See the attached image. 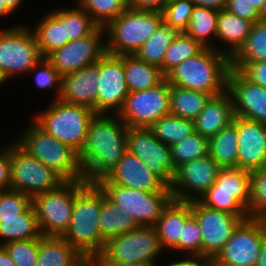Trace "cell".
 <instances>
[{
	"label": "cell",
	"instance_id": "1",
	"mask_svg": "<svg viewBox=\"0 0 266 266\" xmlns=\"http://www.w3.org/2000/svg\"><path fill=\"white\" fill-rule=\"evenodd\" d=\"M127 125L117 114L95 113L79 161L86 182L104 177L127 152Z\"/></svg>",
	"mask_w": 266,
	"mask_h": 266
},
{
	"label": "cell",
	"instance_id": "2",
	"mask_svg": "<svg viewBox=\"0 0 266 266\" xmlns=\"http://www.w3.org/2000/svg\"><path fill=\"white\" fill-rule=\"evenodd\" d=\"M105 196L96 182L74 181L71 221L61 237L87 260L102 253L106 243L99 228L101 202Z\"/></svg>",
	"mask_w": 266,
	"mask_h": 266
},
{
	"label": "cell",
	"instance_id": "3",
	"mask_svg": "<svg viewBox=\"0 0 266 266\" xmlns=\"http://www.w3.org/2000/svg\"><path fill=\"white\" fill-rule=\"evenodd\" d=\"M230 68L231 60L227 55L204 48L196 56L178 64L165 79L169 85L216 96L226 90Z\"/></svg>",
	"mask_w": 266,
	"mask_h": 266
},
{
	"label": "cell",
	"instance_id": "4",
	"mask_svg": "<svg viewBox=\"0 0 266 266\" xmlns=\"http://www.w3.org/2000/svg\"><path fill=\"white\" fill-rule=\"evenodd\" d=\"M15 142L29 155L57 173L64 181L84 180L78 153L49 135L31 119ZM21 136V137H20Z\"/></svg>",
	"mask_w": 266,
	"mask_h": 266
},
{
	"label": "cell",
	"instance_id": "5",
	"mask_svg": "<svg viewBox=\"0 0 266 266\" xmlns=\"http://www.w3.org/2000/svg\"><path fill=\"white\" fill-rule=\"evenodd\" d=\"M35 113L33 120L49 135L80 153L86 141L88 124L95 115L85 105L51 100L46 110Z\"/></svg>",
	"mask_w": 266,
	"mask_h": 266
},
{
	"label": "cell",
	"instance_id": "6",
	"mask_svg": "<svg viewBox=\"0 0 266 266\" xmlns=\"http://www.w3.org/2000/svg\"><path fill=\"white\" fill-rule=\"evenodd\" d=\"M162 22L160 12L127 8L104 28L106 53L134 55Z\"/></svg>",
	"mask_w": 266,
	"mask_h": 266
},
{
	"label": "cell",
	"instance_id": "7",
	"mask_svg": "<svg viewBox=\"0 0 266 266\" xmlns=\"http://www.w3.org/2000/svg\"><path fill=\"white\" fill-rule=\"evenodd\" d=\"M42 58L34 31L28 26L0 30V77L5 83L18 75H29Z\"/></svg>",
	"mask_w": 266,
	"mask_h": 266
},
{
	"label": "cell",
	"instance_id": "8",
	"mask_svg": "<svg viewBox=\"0 0 266 266\" xmlns=\"http://www.w3.org/2000/svg\"><path fill=\"white\" fill-rule=\"evenodd\" d=\"M106 197L121 210H126L139 226H154L173 200L171 191H141L109 182L105 177L96 182Z\"/></svg>",
	"mask_w": 266,
	"mask_h": 266
},
{
	"label": "cell",
	"instance_id": "9",
	"mask_svg": "<svg viewBox=\"0 0 266 266\" xmlns=\"http://www.w3.org/2000/svg\"><path fill=\"white\" fill-rule=\"evenodd\" d=\"M163 251L155 227L142 225L109 238L102 254L110 261L156 265Z\"/></svg>",
	"mask_w": 266,
	"mask_h": 266
},
{
	"label": "cell",
	"instance_id": "10",
	"mask_svg": "<svg viewBox=\"0 0 266 266\" xmlns=\"http://www.w3.org/2000/svg\"><path fill=\"white\" fill-rule=\"evenodd\" d=\"M10 160V189L31 198L39 193L53 190L64 182L57 173L29 155L14 140L10 143Z\"/></svg>",
	"mask_w": 266,
	"mask_h": 266
},
{
	"label": "cell",
	"instance_id": "11",
	"mask_svg": "<svg viewBox=\"0 0 266 266\" xmlns=\"http://www.w3.org/2000/svg\"><path fill=\"white\" fill-rule=\"evenodd\" d=\"M32 204L42 235L62 236L71 221L74 181H64L53 190L35 195Z\"/></svg>",
	"mask_w": 266,
	"mask_h": 266
},
{
	"label": "cell",
	"instance_id": "12",
	"mask_svg": "<svg viewBox=\"0 0 266 266\" xmlns=\"http://www.w3.org/2000/svg\"><path fill=\"white\" fill-rule=\"evenodd\" d=\"M169 100L170 85L164 79L156 87L129 92L117 115L127 127L149 128L170 113Z\"/></svg>",
	"mask_w": 266,
	"mask_h": 266
},
{
	"label": "cell",
	"instance_id": "13",
	"mask_svg": "<svg viewBox=\"0 0 266 266\" xmlns=\"http://www.w3.org/2000/svg\"><path fill=\"white\" fill-rule=\"evenodd\" d=\"M265 238L264 220L255 218L243 220L213 262L217 266H256Z\"/></svg>",
	"mask_w": 266,
	"mask_h": 266
},
{
	"label": "cell",
	"instance_id": "14",
	"mask_svg": "<svg viewBox=\"0 0 266 266\" xmlns=\"http://www.w3.org/2000/svg\"><path fill=\"white\" fill-rule=\"evenodd\" d=\"M127 150L141 159L149 171L168 187L171 186L176 168L172 162L170 146L157 139L150 128L128 127Z\"/></svg>",
	"mask_w": 266,
	"mask_h": 266
},
{
	"label": "cell",
	"instance_id": "15",
	"mask_svg": "<svg viewBox=\"0 0 266 266\" xmlns=\"http://www.w3.org/2000/svg\"><path fill=\"white\" fill-rule=\"evenodd\" d=\"M190 202L191 214L196 218L202 231L201 255L213 260L243 219L237 215L211 209L199 200Z\"/></svg>",
	"mask_w": 266,
	"mask_h": 266
},
{
	"label": "cell",
	"instance_id": "16",
	"mask_svg": "<svg viewBox=\"0 0 266 266\" xmlns=\"http://www.w3.org/2000/svg\"><path fill=\"white\" fill-rule=\"evenodd\" d=\"M104 36L105 29L98 27L84 38L67 42L60 49L50 53L46 59L61 76L76 72L96 63L106 53Z\"/></svg>",
	"mask_w": 266,
	"mask_h": 266
},
{
	"label": "cell",
	"instance_id": "17",
	"mask_svg": "<svg viewBox=\"0 0 266 266\" xmlns=\"http://www.w3.org/2000/svg\"><path fill=\"white\" fill-rule=\"evenodd\" d=\"M221 167L206 155L176 168L170 190L174 200H198L215 182Z\"/></svg>",
	"mask_w": 266,
	"mask_h": 266
},
{
	"label": "cell",
	"instance_id": "18",
	"mask_svg": "<svg viewBox=\"0 0 266 266\" xmlns=\"http://www.w3.org/2000/svg\"><path fill=\"white\" fill-rule=\"evenodd\" d=\"M98 68L97 113L117 114L129 93L123 61L118 56L105 53L98 60Z\"/></svg>",
	"mask_w": 266,
	"mask_h": 266
},
{
	"label": "cell",
	"instance_id": "19",
	"mask_svg": "<svg viewBox=\"0 0 266 266\" xmlns=\"http://www.w3.org/2000/svg\"><path fill=\"white\" fill-rule=\"evenodd\" d=\"M235 116L266 124V89L230 68L227 87Z\"/></svg>",
	"mask_w": 266,
	"mask_h": 266
},
{
	"label": "cell",
	"instance_id": "20",
	"mask_svg": "<svg viewBox=\"0 0 266 266\" xmlns=\"http://www.w3.org/2000/svg\"><path fill=\"white\" fill-rule=\"evenodd\" d=\"M238 168L253 171L266 167V124L236 116Z\"/></svg>",
	"mask_w": 266,
	"mask_h": 266
},
{
	"label": "cell",
	"instance_id": "21",
	"mask_svg": "<svg viewBox=\"0 0 266 266\" xmlns=\"http://www.w3.org/2000/svg\"><path fill=\"white\" fill-rule=\"evenodd\" d=\"M109 182L141 191H171L146 164L128 150L123 158L104 176Z\"/></svg>",
	"mask_w": 266,
	"mask_h": 266
},
{
	"label": "cell",
	"instance_id": "22",
	"mask_svg": "<svg viewBox=\"0 0 266 266\" xmlns=\"http://www.w3.org/2000/svg\"><path fill=\"white\" fill-rule=\"evenodd\" d=\"M98 61L76 72L62 76L60 100L90 107L97 113Z\"/></svg>",
	"mask_w": 266,
	"mask_h": 266
},
{
	"label": "cell",
	"instance_id": "23",
	"mask_svg": "<svg viewBox=\"0 0 266 266\" xmlns=\"http://www.w3.org/2000/svg\"><path fill=\"white\" fill-rule=\"evenodd\" d=\"M232 99L227 90L211 96L204 109L194 120L195 132L210 139L234 119Z\"/></svg>",
	"mask_w": 266,
	"mask_h": 266
},
{
	"label": "cell",
	"instance_id": "24",
	"mask_svg": "<svg viewBox=\"0 0 266 266\" xmlns=\"http://www.w3.org/2000/svg\"><path fill=\"white\" fill-rule=\"evenodd\" d=\"M191 202L172 200L154 225L160 246L164 252L178 244L185 221L191 216Z\"/></svg>",
	"mask_w": 266,
	"mask_h": 266
},
{
	"label": "cell",
	"instance_id": "25",
	"mask_svg": "<svg viewBox=\"0 0 266 266\" xmlns=\"http://www.w3.org/2000/svg\"><path fill=\"white\" fill-rule=\"evenodd\" d=\"M35 24L32 30L43 58L69 42L65 31V8L50 10Z\"/></svg>",
	"mask_w": 266,
	"mask_h": 266
},
{
	"label": "cell",
	"instance_id": "26",
	"mask_svg": "<svg viewBox=\"0 0 266 266\" xmlns=\"http://www.w3.org/2000/svg\"><path fill=\"white\" fill-rule=\"evenodd\" d=\"M87 259L61 236H41L35 266H81Z\"/></svg>",
	"mask_w": 266,
	"mask_h": 266
},
{
	"label": "cell",
	"instance_id": "27",
	"mask_svg": "<svg viewBox=\"0 0 266 266\" xmlns=\"http://www.w3.org/2000/svg\"><path fill=\"white\" fill-rule=\"evenodd\" d=\"M252 25V22L242 19L225 9L219 11L216 42L225 45L223 53L230 59L245 44Z\"/></svg>",
	"mask_w": 266,
	"mask_h": 266
},
{
	"label": "cell",
	"instance_id": "28",
	"mask_svg": "<svg viewBox=\"0 0 266 266\" xmlns=\"http://www.w3.org/2000/svg\"><path fill=\"white\" fill-rule=\"evenodd\" d=\"M118 57L123 61L125 81L129 92L156 87L165 79L159 67L140 60L135 54Z\"/></svg>",
	"mask_w": 266,
	"mask_h": 266
},
{
	"label": "cell",
	"instance_id": "29",
	"mask_svg": "<svg viewBox=\"0 0 266 266\" xmlns=\"http://www.w3.org/2000/svg\"><path fill=\"white\" fill-rule=\"evenodd\" d=\"M41 236L33 204L17 217L0 218V246L13 241L38 239Z\"/></svg>",
	"mask_w": 266,
	"mask_h": 266
},
{
	"label": "cell",
	"instance_id": "30",
	"mask_svg": "<svg viewBox=\"0 0 266 266\" xmlns=\"http://www.w3.org/2000/svg\"><path fill=\"white\" fill-rule=\"evenodd\" d=\"M251 171L238 167L221 168L206 192L233 194L247 210L250 202Z\"/></svg>",
	"mask_w": 266,
	"mask_h": 266
},
{
	"label": "cell",
	"instance_id": "31",
	"mask_svg": "<svg viewBox=\"0 0 266 266\" xmlns=\"http://www.w3.org/2000/svg\"><path fill=\"white\" fill-rule=\"evenodd\" d=\"M218 16L219 10L195 5L185 33L204 48L216 49L223 53L222 47L213 44V40H216Z\"/></svg>",
	"mask_w": 266,
	"mask_h": 266
},
{
	"label": "cell",
	"instance_id": "32",
	"mask_svg": "<svg viewBox=\"0 0 266 266\" xmlns=\"http://www.w3.org/2000/svg\"><path fill=\"white\" fill-rule=\"evenodd\" d=\"M238 133L236 116L233 122L209 139L208 154L221 168L238 167Z\"/></svg>",
	"mask_w": 266,
	"mask_h": 266
},
{
	"label": "cell",
	"instance_id": "33",
	"mask_svg": "<svg viewBox=\"0 0 266 266\" xmlns=\"http://www.w3.org/2000/svg\"><path fill=\"white\" fill-rule=\"evenodd\" d=\"M139 225L126 210H121L106 196L101 202L99 228L102 237L107 241L111 237L134 230Z\"/></svg>",
	"mask_w": 266,
	"mask_h": 266
},
{
	"label": "cell",
	"instance_id": "34",
	"mask_svg": "<svg viewBox=\"0 0 266 266\" xmlns=\"http://www.w3.org/2000/svg\"><path fill=\"white\" fill-rule=\"evenodd\" d=\"M211 95L170 85V113L194 121Z\"/></svg>",
	"mask_w": 266,
	"mask_h": 266
},
{
	"label": "cell",
	"instance_id": "35",
	"mask_svg": "<svg viewBox=\"0 0 266 266\" xmlns=\"http://www.w3.org/2000/svg\"><path fill=\"white\" fill-rule=\"evenodd\" d=\"M230 60L231 68L237 71L245 63L266 61V19L252 25L245 44Z\"/></svg>",
	"mask_w": 266,
	"mask_h": 266
},
{
	"label": "cell",
	"instance_id": "36",
	"mask_svg": "<svg viewBox=\"0 0 266 266\" xmlns=\"http://www.w3.org/2000/svg\"><path fill=\"white\" fill-rule=\"evenodd\" d=\"M178 33L163 21L135 55L140 60L161 68L165 52Z\"/></svg>",
	"mask_w": 266,
	"mask_h": 266
},
{
	"label": "cell",
	"instance_id": "37",
	"mask_svg": "<svg viewBox=\"0 0 266 266\" xmlns=\"http://www.w3.org/2000/svg\"><path fill=\"white\" fill-rule=\"evenodd\" d=\"M149 128L154 136L167 146H172L195 133L194 121L171 113L161 117Z\"/></svg>",
	"mask_w": 266,
	"mask_h": 266
},
{
	"label": "cell",
	"instance_id": "38",
	"mask_svg": "<svg viewBox=\"0 0 266 266\" xmlns=\"http://www.w3.org/2000/svg\"><path fill=\"white\" fill-rule=\"evenodd\" d=\"M203 49L204 47L199 42L185 32H179L165 52L160 68L162 74L166 76L178 64L196 56Z\"/></svg>",
	"mask_w": 266,
	"mask_h": 266
},
{
	"label": "cell",
	"instance_id": "39",
	"mask_svg": "<svg viewBox=\"0 0 266 266\" xmlns=\"http://www.w3.org/2000/svg\"><path fill=\"white\" fill-rule=\"evenodd\" d=\"M76 2L99 27L103 28L128 8V0H78Z\"/></svg>",
	"mask_w": 266,
	"mask_h": 266
},
{
	"label": "cell",
	"instance_id": "40",
	"mask_svg": "<svg viewBox=\"0 0 266 266\" xmlns=\"http://www.w3.org/2000/svg\"><path fill=\"white\" fill-rule=\"evenodd\" d=\"M208 147L209 139L197 132L175 143L170 146L174 167L177 168L185 162L193 161L208 155Z\"/></svg>",
	"mask_w": 266,
	"mask_h": 266
},
{
	"label": "cell",
	"instance_id": "41",
	"mask_svg": "<svg viewBox=\"0 0 266 266\" xmlns=\"http://www.w3.org/2000/svg\"><path fill=\"white\" fill-rule=\"evenodd\" d=\"M99 26L78 4L75 8L65 9V31L69 41L92 34Z\"/></svg>",
	"mask_w": 266,
	"mask_h": 266
},
{
	"label": "cell",
	"instance_id": "42",
	"mask_svg": "<svg viewBox=\"0 0 266 266\" xmlns=\"http://www.w3.org/2000/svg\"><path fill=\"white\" fill-rule=\"evenodd\" d=\"M248 213L250 218L266 217V167L251 172Z\"/></svg>",
	"mask_w": 266,
	"mask_h": 266
},
{
	"label": "cell",
	"instance_id": "43",
	"mask_svg": "<svg viewBox=\"0 0 266 266\" xmlns=\"http://www.w3.org/2000/svg\"><path fill=\"white\" fill-rule=\"evenodd\" d=\"M195 4L191 0H174L166 3L163 21L178 32H185Z\"/></svg>",
	"mask_w": 266,
	"mask_h": 266
},
{
	"label": "cell",
	"instance_id": "44",
	"mask_svg": "<svg viewBox=\"0 0 266 266\" xmlns=\"http://www.w3.org/2000/svg\"><path fill=\"white\" fill-rule=\"evenodd\" d=\"M198 200L211 209L237 215L243 220L250 218L248 210L233 194L205 192Z\"/></svg>",
	"mask_w": 266,
	"mask_h": 266
},
{
	"label": "cell",
	"instance_id": "45",
	"mask_svg": "<svg viewBox=\"0 0 266 266\" xmlns=\"http://www.w3.org/2000/svg\"><path fill=\"white\" fill-rule=\"evenodd\" d=\"M28 73L35 74L33 80L36 88L42 90L54 88L55 96H53L52 101L59 99L62 76L46 58H42Z\"/></svg>",
	"mask_w": 266,
	"mask_h": 266
},
{
	"label": "cell",
	"instance_id": "46",
	"mask_svg": "<svg viewBox=\"0 0 266 266\" xmlns=\"http://www.w3.org/2000/svg\"><path fill=\"white\" fill-rule=\"evenodd\" d=\"M202 231L196 220L191 215L184 224L182 237H180L179 244L172 250V252H179L180 255H201Z\"/></svg>",
	"mask_w": 266,
	"mask_h": 266
},
{
	"label": "cell",
	"instance_id": "47",
	"mask_svg": "<svg viewBox=\"0 0 266 266\" xmlns=\"http://www.w3.org/2000/svg\"><path fill=\"white\" fill-rule=\"evenodd\" d=\"M4 248L16 266H35L39 249V238L6 243Z\"/></svg>",
	"mask_w": 266,
	"mask_h": 266
},
{
	"label": "cell",
	"instance_id": "48",
	"mask_svg": "<svg viewBox=\"0 0 266 266\" xmlns=\"http://www.w3.org/2000/svg\"><path fill=\"white\" fill-rule=\"evenodd\" d=\"M32 204V198L12 189L0 191V218L17 217Z\"/></svg>",
	"mask_w": 266,
	"mask_h": 266
},
{
	"label": "cell",
	"instance_id": "49",
	"mask_svg": "<svg viewBox=\"0 0 266 266\" xmlns=\"http://www.w3.org/2000/svg\"><path fill=\"white\" fill-rule=\"evenodd\" d=\"M225 10L253 24L262 19V14L248 0H226Z\"/></svg>",
	"mask_w": 266,
	"mask_h": 266
},
{
	"label": "cell",
	"instance_id": "50",
	"mask_svg": "<svg viewBox=\"0 0 266 266\" xmlns=\"http://www.w3.org/2000/svg\"><path fill=\"white\" fill-rule=\"evenodd\" d=\"M238 72L248 81L266 89V61L245 63Z\"/></svg>",
	"mask_w": 266,
	"mask_h": 266
},
{
	"label": "cell",
	"instance_id": "51",
	"mask_svg": "<svg viewBox=\"0 0 266 266\" xmlns=\"http://www.w3.org/2000/svg\"><path fill=\"white\" fill-rule=\"evenodd\" d=\"M8 144L0 146V191L9 190L11 184L10 142Z\"/></svg>",
	"mask_w": 266,
	"mask_h": 266
},
{
	"label": "cell",
	"instance_id": "52",
	"mask_svg": "<svg viewBox=\"0 0 266 266\" xmlns=\"http://www.w3.org/2000/svg\"><path fill=\"white\" fill-rule=\"evenodd\" d=\"M167 0H128V8L163 13Z\"/></svg>",
	"mask_w": 266,
	"mask_h": 266
},
{
	"label": "cell",
	"instance_id": "53",
	"mask_svg": "<svg viewBox=\"0 0 266 266\" xmlns=\"http://www.w3.org/2000/svg\"><path fill=\"white\" fill-rule=\"evenodd\" d=\"M180 257L175 260L178 263V266H210L213 260L209 257L202 256V255H188L183 256L180 260ZM185 258V259H184Z\"/></svg>",
	"mask_w": 266,
	"mask_h": 266
},
{
	"label": "cell",
	"instance_id": "54",
	"mask_svg": "<svg viewBox=\"0 0 266 266\" xmlns=\"http://www.w3.org/2000/svg\"><path fill=\"white\" fill-rule=\"evenodd\" d=\"M90 261L94 266H156L155 264H129L108 260L102 253L94 255Z\"/></svg>",
	"mask_w": 266,
	"mask_h": 266
},
{
	"label": "cell",
	"instance_id": "55",
	"mask_svg": "<svg viewBox=\"0 0 266 266\" xmlns=\"http://www.w3.org/2000/svg\"><path fill=\"white\" fill-rule=\"evenodd\" d=\"M196 6L207 7L214 10L225 9L226 0H191Z\"/></svg>",
	"mask_w": 266,
	"mask_h": 266
},
{
	"label": "cell",
	"instance_id": "56",
	"mask_svg": "<svg viewBox=\"0 0 266 266\" xmlns=\"http://www.w3.org/2000/svg\"><path fill=\"white\" fill-rule=\"evenodd\" d=\"M0 266H16L4 246H0Z\"/></svg>",
	"mask_w": 266,
	"mask_h": 266
},
{
	"label": "cell",
	"instance_id": "57",
	"mask_svg": "<svg viewBox=\"0 0 266 266\" xmlns=\"http://www.w3.org/2000/svg\"><path fill=\"white\" fill-rule=\"evenodd\" d=\"M256 266H266V238L262 243Z\"/></svg>",
	"mask_w": 266,
	"mask_h": 266
},
{
	"label": "cell",
	"instance_id": "58",
	"mask_svg": "<svg viewBox=\"0 0 266 266\" xmlns=\"http://www.w3.org/2000/svg\"><path fill=\"white\" fill-rule=\"evenodd\" d=\"M6 6L15 14L16 10L21 4L24 2V0H3Z\"/></svg>",
	"mask_w": 266,
	"mask_h": 266
},
{
	"label": "cell",
	"instance_id": "59",
	"mask_svg": "<svg viewBox=\"0 0 266 266\" xmlns=\"http://www.w3.org/2000/svg\"><path fill=\"white\" fill-rule=\"evenodd\" d=\"M14 14L4 3L3 0H0V18L10 17V15Z\"/></svg>",
	"mask_w": 266,
	"mask_h": 266
},
{
	"label": "cell",
	"instance_id": "60",
	"mask_svg": "<svg viewBox=\"0 0 266 266\" xmlns=\"http://www.w3.org/2000/svg\"><path fill=\"white\" fill-rule=\"evenodd\" d=\"M260 13L264 10L266 0H248Z\"/></svg>",
	"mask_w": 266,
	"mask_h": 266
},
{
	"label": "cell",
	"instance_id": "61",
	"mask_svg": "<svg viewBox=\"0 0 266 266\" xmlns=\"http://www.w3.org/2000/svg\"><path fill=\"white\" fill-rule=\"evenodd\" d=\"M168 261H170V262H168V263L165 262V264H164V262H163V265H161V266H164V265H165V266H178V263L176 262V260H174V261H173V260H172V261H171V260H168ZM157 265L159 266V263H157L156 266H157Z\"/></svg>",
	"mask_w": 266,
	"mask_h": 266
},
{
	"label": "cell",
	"instance_id": "62",
	"mask_svg": "<svg viewBox=\"0 0 266 266\" xmlns=\"http://www.w3.org/2000/svg\"><path fill=\"white\" fill-rule=\"evenodd\" d=\"M81 266H94L90 260H86Z\"/></svg>",
	"mask_w": 266,
	"mask_h": 266
},
{
	"label": "cell",
	"instance_id": "63",
	"mask_svg": "<svg viewBox=\"0 0 266 266\" xmlns=\"http://www.w3.org/2000/svg\"><path fill=\"white\" fill-rule=\"evenodd\" d=\"M261 14H262V18L266 19V2H265V5H264V10H263V12Z\"/></svg>",
	"mask_w": 266,
	"mask_h": 266
},
{
	"label": "cell",
	"instance_id": "64",
	"mask_svg": "<svg viewBox=\"0 0 266 266\" xmlns=\"http://www.w3.org/2000/svg\"><path fill=\"white\" fill-rule=\"evenodd\" d=\"M3 84H5V82L0 77V85L2 86Z\"/></svg>",
	"mask_w": 266,
	"mask_h": 266
},
{
	"label": "cell",
	"instance_id": "65",
	"mask_svg": "<svg viewBox=\"0 0 266 266\" xmlns=\"http://www.w3.org/2000/svg\"><path fill=\"white\" fill-rule=\"evenodd\" d=\"M210 266H217L214 262H212L211 264H210Z\"/></svg>",
	"mask_w": 266,
	"mask_h": 266
}]
</instances>
